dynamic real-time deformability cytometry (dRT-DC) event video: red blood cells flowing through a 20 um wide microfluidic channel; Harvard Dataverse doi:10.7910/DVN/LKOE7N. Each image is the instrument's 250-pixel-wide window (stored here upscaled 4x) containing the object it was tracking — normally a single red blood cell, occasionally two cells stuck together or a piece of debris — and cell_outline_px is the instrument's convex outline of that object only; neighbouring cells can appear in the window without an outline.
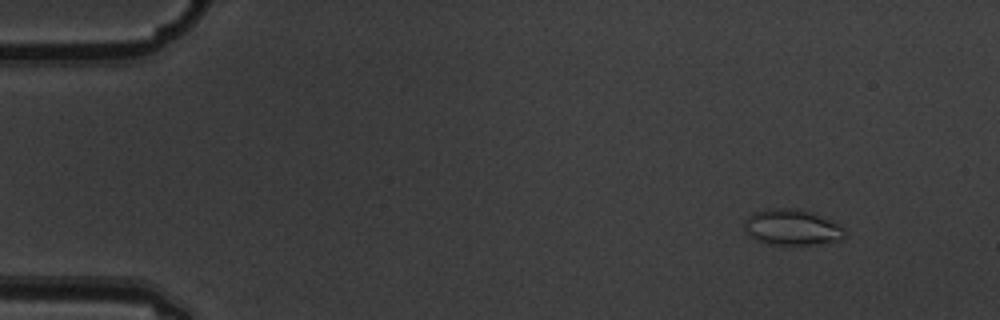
{"species": "common noctule bat (a hibernating species)", "species_latin": "Nyctalus noctula", "temperature_condition": "warm", "stored_images_in_passage": 4, "camera_frame_rate_fps": 3000, "um_per_image_px": 0.085, "animal": {"sex": "male", "body_mass_g": 19.5, "forearm_length_mm": 54.6}, "frame": {"image": 1, "passage_image": 1, "time_ms": 0.0, "image_size_px": [1000, 320], "cell_outline_px": [[848, 236], [840, 240], [812, 244], [772, 244], [756, 240], [748, 232], [744, 224], [744, 220], [752, 212], [772, 208], [792, 208], [808, 212], [832, 220], [840, 224], [844, 228]], "centroid_in_image_um": [67.35, 19.31], "position_along_channel_um": 17.6, "area_um2": 20.75}}
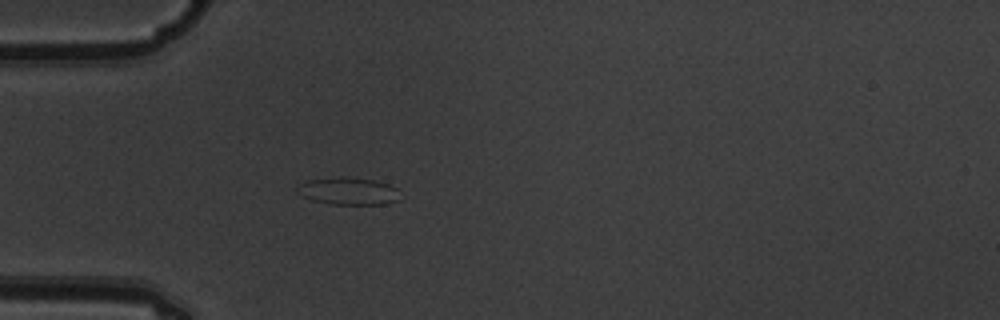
{"frame": {"image": 2, "passage_image": 4, "time_ms": 1.0, "image_size_px": [1000, 320], "cell_outline_px": [[400, 200], [384, 204], [332, 204], [312, 200], [296, 192], [300, 184], [308, 180], [344, 176], [372, 180], [388, 184], [396, 188]], "centroid_in_image_um": [29.61, 16.24], "position_along_channel_um": 55.4, "area_um2": 16.18}}